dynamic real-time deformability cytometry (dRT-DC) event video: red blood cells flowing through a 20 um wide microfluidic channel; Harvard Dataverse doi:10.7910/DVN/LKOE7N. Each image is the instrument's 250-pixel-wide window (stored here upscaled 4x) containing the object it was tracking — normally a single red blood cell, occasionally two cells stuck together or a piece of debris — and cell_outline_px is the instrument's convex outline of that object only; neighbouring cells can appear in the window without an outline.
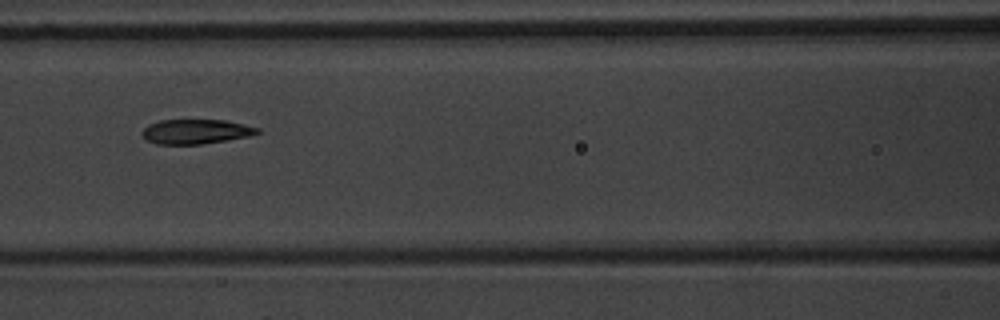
{"species": "common noctule bat (a hibernating species)", "species_latin": "Nyctalus noctula", "temperature_condition": "warm", "stored_images_in_passage": 9, "camera_frame_rate_fps": 3000, "um_per_image_px": 0.085, "animal": {"sex": "male", "body_mass_g": 20.1, "forearm_length_mm": 53.5}, "frame": {"image": 1, "passage_image": 7, "time_ms": 8.0, "image_size_px": [1000, 320], "cell_outline_px": [[260, 132], [248, 136], [228, 140], [200, 144], [156, 144], [148, 140], [140, 132], [148, 124], [160, 120], [224, 120], [244, 124], [260, 128]], "centroid_in_image_um": [16.64, 11.18], "position_along_channel_um": 150.0, "area_um2": 16.47}}
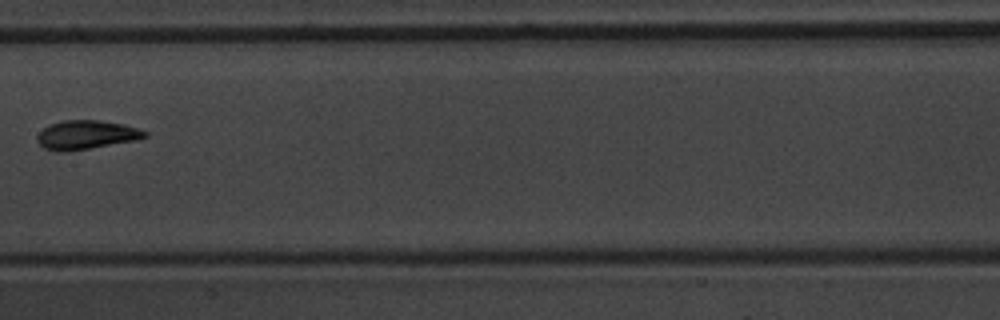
{"frame": {"image": 2, "passage_image": 8, "time_ms": 9.333, "image_size_px": [1000, 320], "cell_outline_px": [[148, 136], [136, 140], [64, 152], [56, 152], [44, 148], [36, 140], [36, 136], [48, 124], [64, 120], [96, 120], [124, 124], [148, 132]], "centroid_in_image_um": [7.3, 11.46], "position_along_channel_um": 200.1, "area_um2": 18.03}}
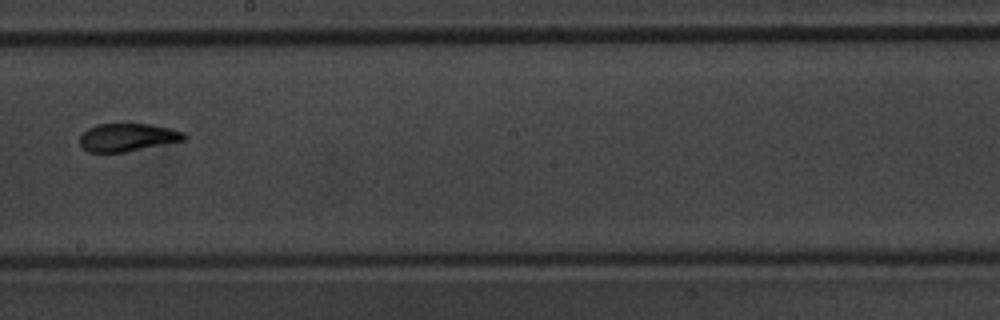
{"frame": {"image": 3, "passage_image": 9, "time_ms": 10.333, "image_size_px": [1000, 320], "cell_outline_px": [[188, 136], [184, 140], [124, 152], [88, 152], [80, 144], [80, 136], [88, 128], [96, 124], [152, 124], [172, 128], [184, 132]], "centroid_in_image_um": [10.86, 11.66], "position_along_channel_um": 237.3, "area_um2": 16.94}}